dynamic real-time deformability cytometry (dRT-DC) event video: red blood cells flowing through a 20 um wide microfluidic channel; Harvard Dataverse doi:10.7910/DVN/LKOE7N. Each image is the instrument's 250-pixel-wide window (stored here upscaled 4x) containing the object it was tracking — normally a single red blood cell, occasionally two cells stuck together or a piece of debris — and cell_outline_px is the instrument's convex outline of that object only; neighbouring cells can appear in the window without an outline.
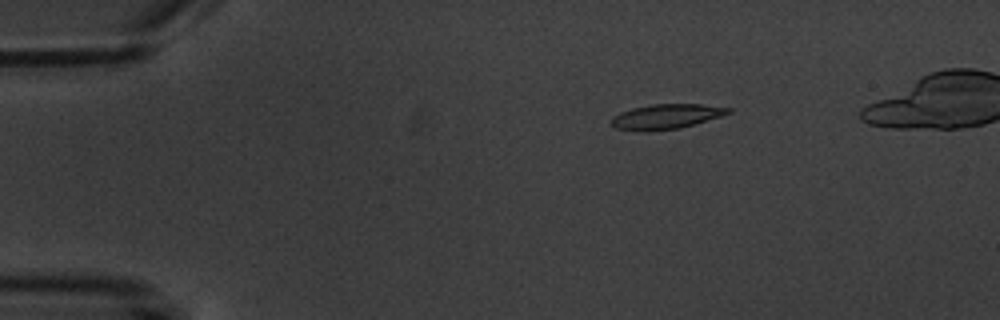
{"species": "common noctule bat (a hibernating species)", "species_latin": "Nyctalus noctula", "temperature_condition": "warm", "stored_images_in_passage": 5, "camera_frame_rate_fps": 3000, "um_per_image_px": 0.085, "animal": {"sex": "male", "body_mass_g": 20.1, "forearm_length_mm": 53.5}, "frame": {"image": 1, "passage_image": 2, "time_ms": 1.0, "image_size_px": [1000, 320], "cell_outline_px": [[732, 112], [720, 116], [680, 128], [616, 128], [608, 120], [612, 116], [620, 112], [632, 108], [652, 104], [700, 104], [732, 108]], "centroid_in_image_um": [56.66, 9.84], "position_along_channel_um": 28.3, "area_um2": 16.07}}